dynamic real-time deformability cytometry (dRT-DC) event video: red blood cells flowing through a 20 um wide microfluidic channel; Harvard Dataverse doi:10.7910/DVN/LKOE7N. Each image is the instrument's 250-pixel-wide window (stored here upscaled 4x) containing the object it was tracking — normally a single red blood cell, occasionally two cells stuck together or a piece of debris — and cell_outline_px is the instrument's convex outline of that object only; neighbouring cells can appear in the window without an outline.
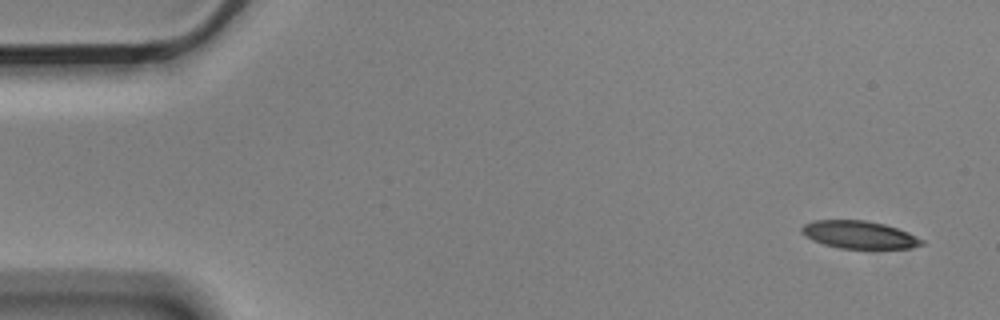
{"species": "Egyptian fruit bat (a non-hibernating species)", "species_latin": "Rousettus aegyptiacus", "temperature_condition": "cold", "stored_images_in_passage": 9, "camera_frame_rate_fps": 3000, "um_per_image_px": 0.085, "animal": {"sex": "male"}, "frame": {"image": 1, "passage_image": 1, "time_ms": 0.0, "image_size_px": [1000, 320], "cell_outline_px": [[924, 244], [912, 248], [840, 248], [824, 244], [812, 240], [804, 236], [800, 232], [800, 228], [804, 224], [812, 220], [864, 220], [884, 224], [908, 232], [924, 240]], "centroid_in_image_um": [73.0, 19.94], "position_along_channel_um": 12.0, "area_um2": 19.36}}
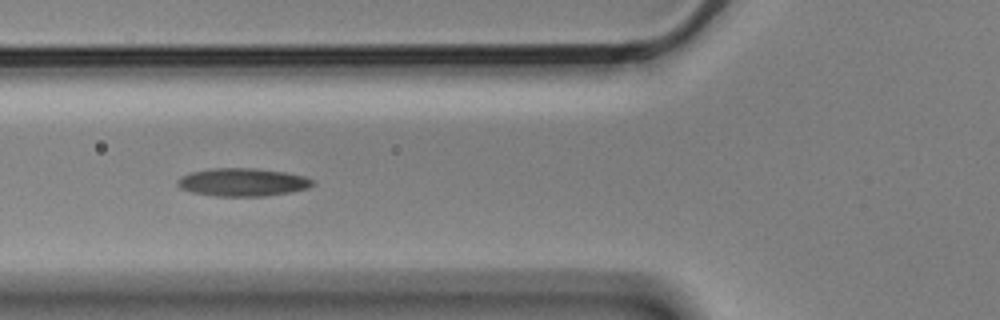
{"frame": {"image": 2, "passage_image": 6, "time_ms": 1.667, "image_size_px": [1000, 320], "cell_outline_px": [[316, 184], [308, 188], [292, 192], [264, 196], [216, 196], [192, 192], [180, 188], [176, 184], [176, 180], [180, 176], [192, 172], [212, 168], [256, 168], [284, 172], [304, 176], [312, 180]], "centroid_in_image_um": [20.62, 15.49], "position_along_channel_um": 105.2, "area_um2": 22.14}}
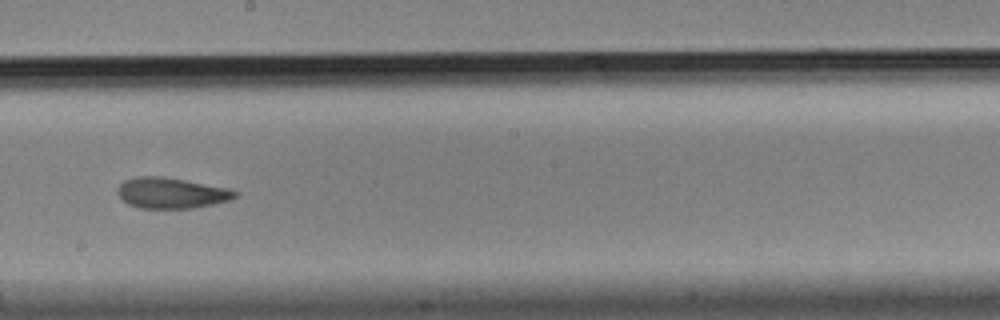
{"frame": {"image": 3, "passage_image": 9, "time_ms": 2.667, "image_size_px": [1000, 320], "cell_outline_px": [[240, 192], [232, 200], [192, 208], [140, 208], [128, 204], [116, 192], [116, 188], [124, 180], [136, 176], [160, 176], [184, 180], [228, 188]], "centroid_in_image_um": [14.55, 16.4], "position_along_channel_um": 233.6, "area_um2": 21.04}}